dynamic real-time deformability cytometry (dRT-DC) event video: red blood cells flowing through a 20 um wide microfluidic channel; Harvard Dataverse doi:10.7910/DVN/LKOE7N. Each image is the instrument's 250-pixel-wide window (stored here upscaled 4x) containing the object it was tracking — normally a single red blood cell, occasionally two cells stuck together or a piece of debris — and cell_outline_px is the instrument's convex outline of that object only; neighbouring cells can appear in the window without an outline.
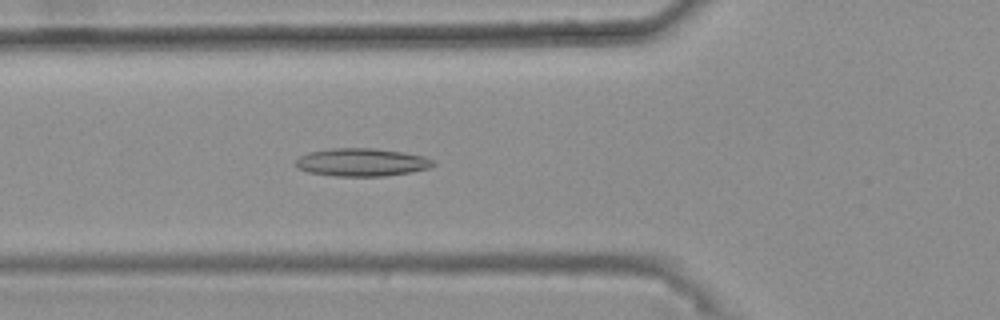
{"species": "common noctule bat (a hibernating species)", "species_latin": "Nyctalus noctula", "temperature_condition": "warm", "stored_images_in_passage": 38, "camera_frame_rate_fps": 3000, "um_per_image_px": 0.085, "animal": {"sex": "female", "body_mass_g": 25.1}, "frame": {"image": 1, "passage_image": 11, "time_ms": 3.333, "image_size_px": [1000, 320], "cell_outline_px": [[436, 164], [428, 168], [412, 172], [384, 176], [336, 176], [308, 172], [292, 164], [300, 156], [308, 152], [332, 148], [376, 148], [424, 156], [432, 160]], "centroid_in_image_um": [30.72, 13.79], "position_along_channel_um": 95.1, "area_um2": 22.37}}
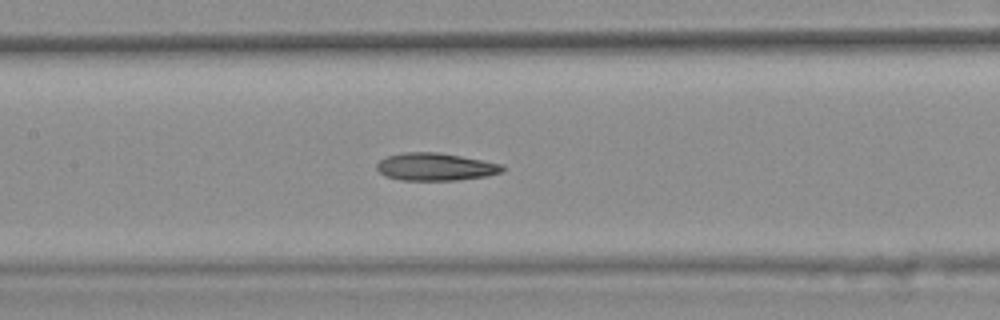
{"frame": {"image": 2, "passage_image": 17, "time_ms": 5.333, "image_size_px": [1000, 320], "cell_outline_px": [[504, 168], [500, 172], [484, 176], [456, 180], [400, 180], [388, 176], [380, 172], [376, 168], [376, 164], [380, 160], [388, 156], [404, 152], [440, 152], [504, 164]], "centroid_in_image_um": [37.01, 14.17], "position_along_channel_um": 170.4, "area_um2": 20.06}}
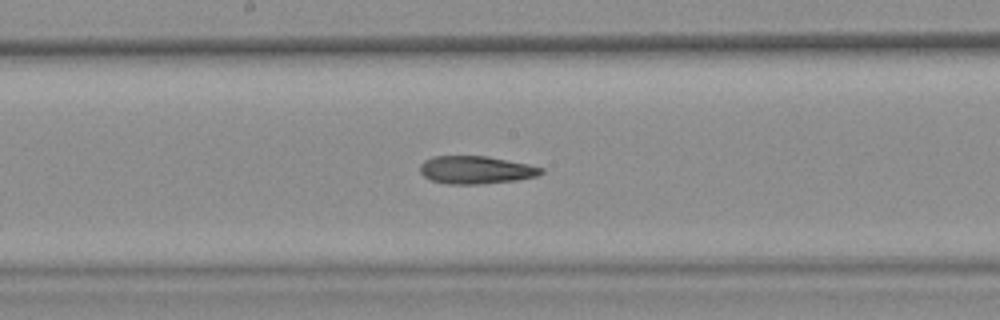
{"frame": {"image": 3, "passage_image": 20, "time_ms": 6.333, "image_size_px": [1000, 320], "cell_outline_px": [[544, 172], [536, 176], [516, 180], [480, 184], [448, 184], [432, 180], [424, 176], [420, 172], [420, 164], [424, 160], [432, 156], [488, 156], [528, 164], [544, 168]], "centroid_in_image_um": [40.44, 14.43], "position_along_channel_um": 207.8, "area_um2": 19.65}, "authors_computed_cell_mechanics": {"area_um2": 20.3745, "velocity_mm_per_s": 3.755, "shape_relaxation_time_tau1_ms": null, "shape_relaxation_time_tau2_ms": 2.8401, "deformation_change_tau1": null, "deformation_change_tau2": 0.1147}}